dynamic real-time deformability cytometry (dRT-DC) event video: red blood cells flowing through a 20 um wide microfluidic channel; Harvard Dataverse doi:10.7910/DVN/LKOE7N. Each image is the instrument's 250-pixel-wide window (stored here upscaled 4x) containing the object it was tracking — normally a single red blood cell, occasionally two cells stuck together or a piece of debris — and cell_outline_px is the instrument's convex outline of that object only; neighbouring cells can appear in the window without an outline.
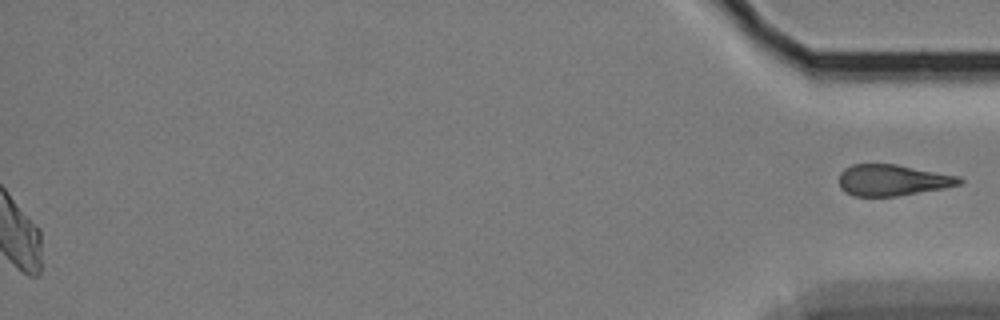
{"species": "Egyptian fruit bat (a non-hibernating species)", "species_latin": "Rousettus aegyptiacus", "temperature_condition": "cold", "stored_images_in_passage": 62, "segment_of_instrument_passage": [2, 2], "camera_frame_rate_fps": 3000, "um_per_image_px": 0.085, "animal": {"sex": "female"}, "frame": {"image": 1, "passage_image": 62, "time_ms": 20.333, "image_size_px": [1000, 320], "cell_outline_px": [[964, 180], [960, 184], [944, 188], [896, 196], [852, 196], [844, 192], [840, 188], [840, 172], [844, 168], [852, 164], [896, 164], [960, 176]], "centroid_in_image_um": [75.85, 15.31], "position_along_channel_um": 359.3, "area_um2": 21.96}}